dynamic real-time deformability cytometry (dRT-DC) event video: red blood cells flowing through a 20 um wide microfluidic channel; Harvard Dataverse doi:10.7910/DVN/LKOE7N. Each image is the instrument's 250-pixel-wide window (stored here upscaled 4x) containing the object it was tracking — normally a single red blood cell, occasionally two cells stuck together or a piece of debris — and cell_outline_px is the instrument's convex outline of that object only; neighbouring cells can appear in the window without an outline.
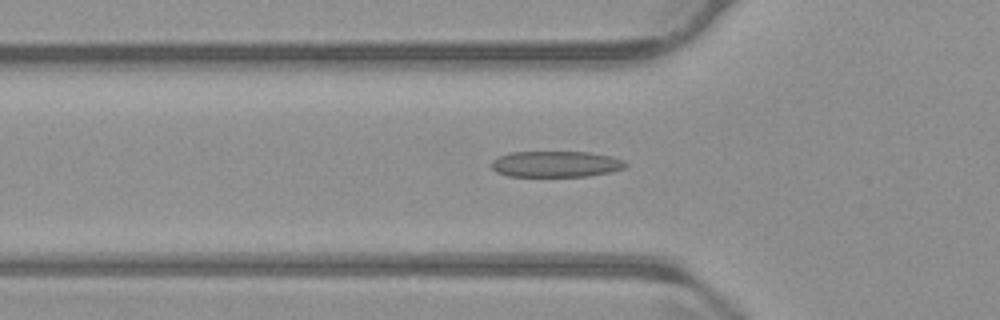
{"species": "common noctule bat (a hibernating species)", "species_latin": "Nyctalus noctula", "temperature_condition": "warm", "stored_images_in_passage": 54, "camera_frame_rate_fps": 3000, "um_per_image_px": 0.085, "animal": {"sex": "male", "body_mass_g": 23.1, "forearm_length_mm": 52.7}, "frame": {"image": 1, "passage_image": 17, "time_ms": 5.333, "image_size_px": [1000, 320], "cell_outline_px": [[628, 164], [624, 168], [608, 172], [588, 176], [508, 176], [496, 172], [492, 168], [492, 160], [508, 152], [588, 152], [612, 156], [624, 160]], "centroid_in_image_um": [47.25, 13.94], "position_along_channel_um": 78.6, "area_um2": 20.35}}
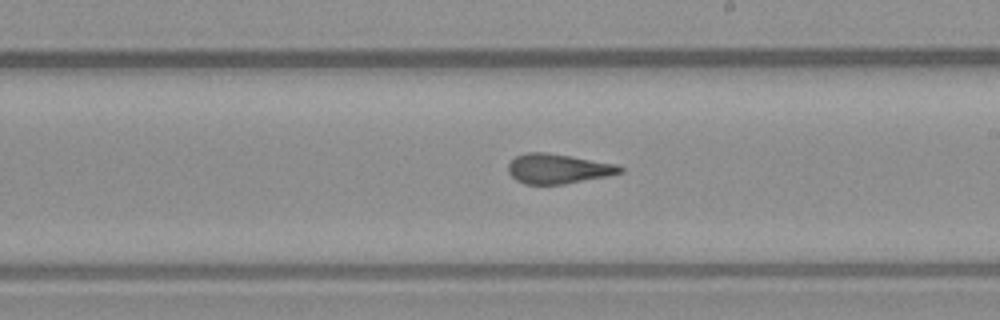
{"frame": {"image": 2, "passage_image": 30, "time_ms": 9.667, "image_size_px": [1000, 320], "cell_outline_px": [[624, 172], [608, 176], [564, 184], [524, 184], [516, 180], [508, 172], [508, 164], [516, 156], [524, 152], [544, 152], [572, 156], [616, 164], [624, 168]], "centroid_in_image_um": [47.43, 14.34], "position_along_channel_um": 241.6, "area_um2": 19.48}}
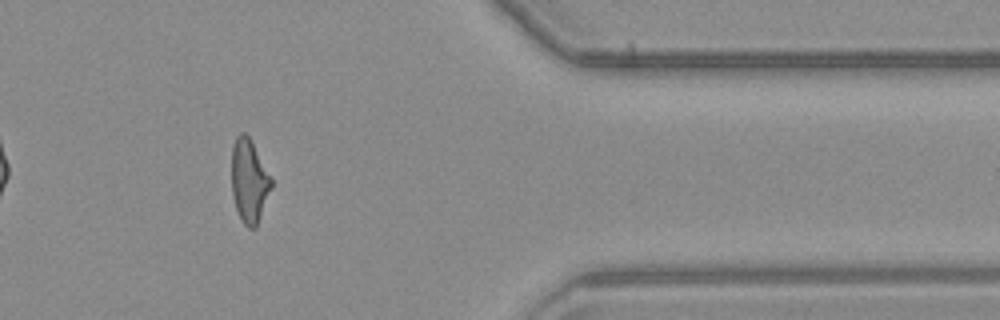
{"frame": {"image": 3, "passage_image": 44, "time_ms": 14.333, "image_size_px": [1000, 320], "cell_outline_px": [[272, 188], [256, 228], [248, 228], [244, 224], [236, 208], [232, 196], [232, 148], [236, 136], [240, 132], [244, 132], [248, 136], [272, 180]], "centroid_in_image_um": [21.17, 15.41], "position_along_channel_um": 390.2, "area_um2": 19.02}, "authors_computed_cell_mechanics": {"area_um2": 20.23, "velocity_mm_per_s": 3.7322, "shape_relaxation_time_tau1_ms": 6.0575, "shape_relaxation_time_tau2_ms": 1.432, "deformation_change_tau1": 0.1871, "deformation_change_tau2": 0.115}}